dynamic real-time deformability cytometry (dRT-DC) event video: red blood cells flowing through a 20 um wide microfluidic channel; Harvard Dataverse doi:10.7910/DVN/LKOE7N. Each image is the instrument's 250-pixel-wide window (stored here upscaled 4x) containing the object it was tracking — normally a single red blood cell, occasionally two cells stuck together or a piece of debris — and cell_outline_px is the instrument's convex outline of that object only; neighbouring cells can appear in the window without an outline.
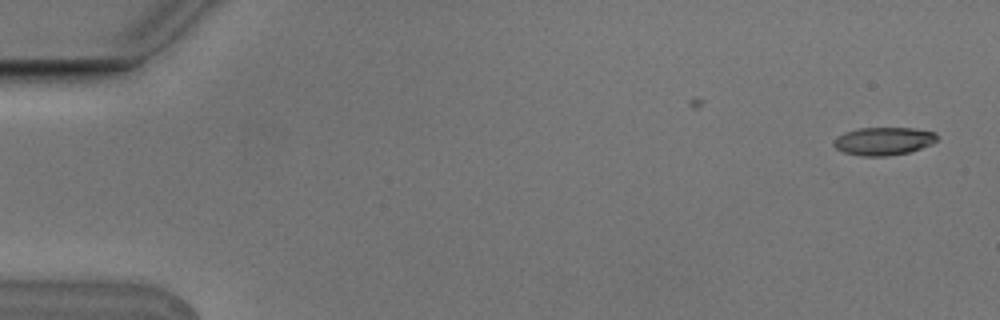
{"species": "Egyptian fruit bat (a non-hibernating species)", "species_latin": "Rousettus aegyptiacus", "temperature_condition": "cold", "stored_images_in_passage": 2, "camera_frame_rate_fps": 3000, "um_per_image_px": 0.085, "animal": {"sex": "male"}, "frame": {"image": 1, "passage_image": 2, "time_ms": 0.333, "image_size_px": [1000, 320], "cell_outline_px": [[936, 140], [932, 144], [908, 152], [888, 156], [864, 156], [844, 152], [836, 148], [832, 144], [832, 140], [836, 136], [844, 132], [860, 128], [912, 128], [936, 132]], "centroid_in_image_um": [75.06, 11.99], "position_along_channel_um": 9.9, "area_um2": 16.82}}